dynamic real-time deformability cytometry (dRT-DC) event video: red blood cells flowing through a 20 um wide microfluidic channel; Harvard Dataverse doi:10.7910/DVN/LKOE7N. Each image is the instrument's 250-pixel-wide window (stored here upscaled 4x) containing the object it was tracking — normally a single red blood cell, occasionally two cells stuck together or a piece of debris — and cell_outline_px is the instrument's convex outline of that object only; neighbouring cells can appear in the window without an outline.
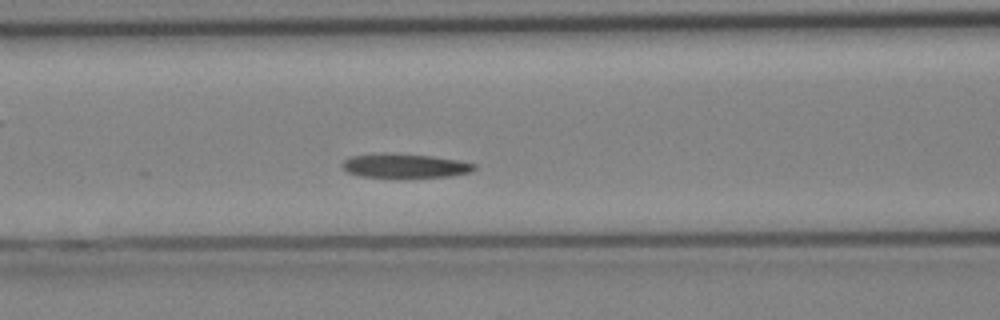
{"species": "Egyptian fruit bat (a non-hibernating species)", "species_latin": "Rousettus aegyptiacus", "temperature_condition": "cold", "stored_images_in_passage": 30, "camera_frame_rate_fps": 3000, "um_per_image_px": 0.085, "animal": {"sex": "female"}, "frame": {"image": 1, "passage_image": 9, "time_ms": 2.667, "image_size_px": [1000, 320], "cell_outline_px": [[476, 168], [472, 172], [452, 176], [360, 176], [348, 172], [340, 164], [348, 156], [384, 152], [432, 156], [460, 160], [476, 164]], "centroid_in_image_um": [34.42, 14.06], "position_along_channel_um": 132.2, "area_um2": 18.44}}
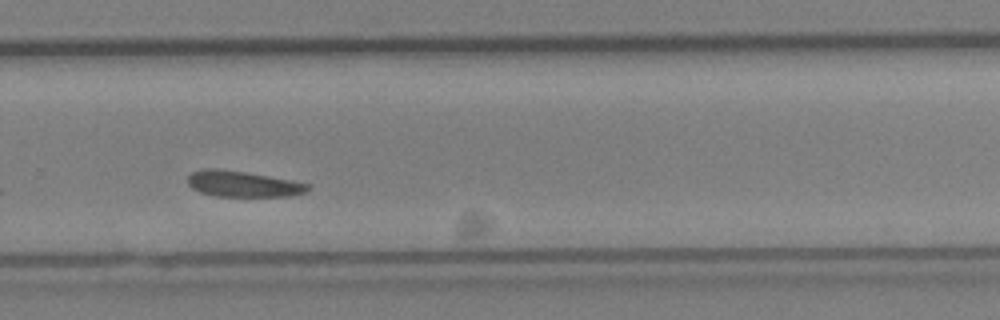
{"frame": {"image": 2, "passage_image": 18, "time_ms": 5.667, "image_size_px": [1000, 320], "cell_outline_px": [[312, 188], [304, 192], [288, 196], [216, 196], [200, 192], [192, 188], [188, 184], [188, 176], [192, 172], [204, 168], [220, 168], [292, 180], [308, 184]], "centroid_in_image_um": [20.62, 15.63], "position_along_channel_um": 309.2, "area_um2": 18.03}}
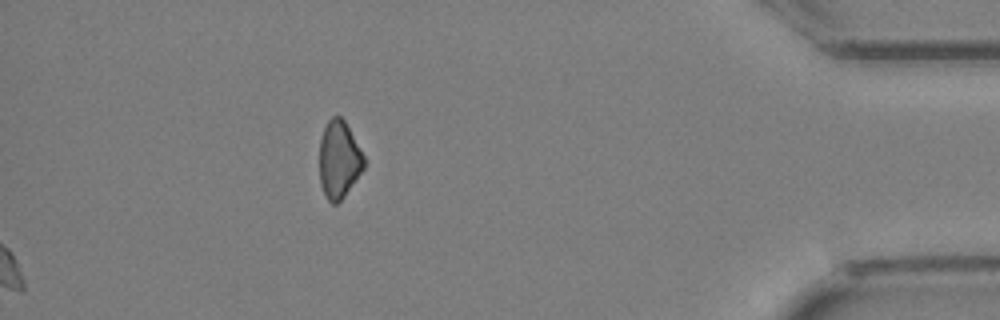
{"frame": {"image": 3, "passage_image": 30, "time_ms": 9.667, "image_size_px": [1000, 320], "cell_outline_px": [[364, 168], [344, 196], [336, 204], [332, 204], [328, 200], [320, 184], [320, 140], [324, 128], [328, 120], [332, 116], [340, 116], [344, 120], [364, 156]], "centroid_in_image_um": [28.8, 13.56], "position_along_channel_um": 406.4, "area_um2": 19.77}}